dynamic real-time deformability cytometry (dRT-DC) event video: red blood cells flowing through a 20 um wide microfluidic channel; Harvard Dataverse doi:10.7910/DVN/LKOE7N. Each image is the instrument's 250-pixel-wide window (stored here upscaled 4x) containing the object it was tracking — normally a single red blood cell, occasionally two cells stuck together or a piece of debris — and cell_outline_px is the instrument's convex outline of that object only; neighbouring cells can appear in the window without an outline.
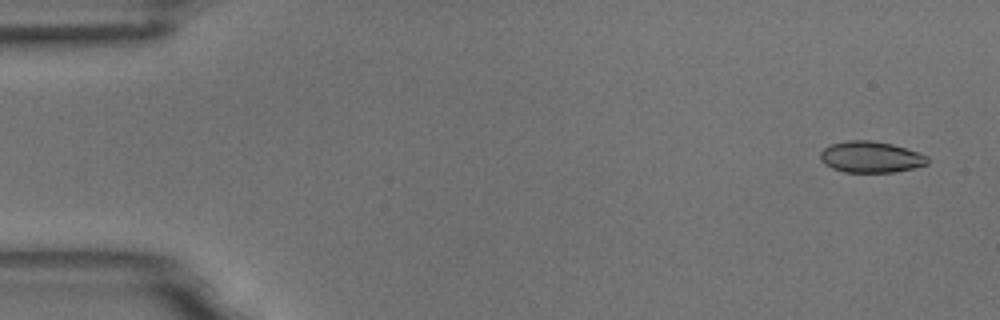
{"species": "common noctule bat (a hibernating species)", "species_latin": "Nyctalus noctula", "temperature_condition": "room temperature", "stored_images_in_passage": 6, "segment_of_instrument_passage": [1, 2], "camera_frame_rate_fps": 3000, "um_per_image_px": 0.085, "animal": {"sex": "male", "body_mass_g": 18.8}, "frame": {"image": 1, "passage_image": 1, "time_ms": 0.0, "image_size_px": [1000, 320], "cell_outline_px": [[928, 164], [912, 168], [892, 172], [844, 172], [832, 168], [824, 164], [820, 160], [820, 152], [824, 148], [832, 144], [848, 140], [872, 140], [892, 144], [920, 152], [928, 156]], "centroid_in_image_um": [74.01, 13.34], "position_along_channel_um": 11.0, "area_um2": 19.59}}
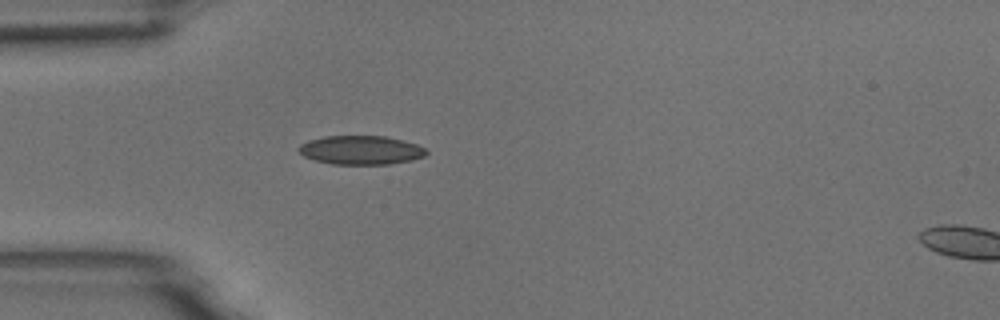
{"frame": {"image": 2, "passage_image": 5, "time_ms": 1.333, "image_size_px": [1000, 320], "cell_outline_px": [[428, 152], [424, 156], [412, 160], [388, 164], [332, 164], [316, 160], [304, 156], [296, 148], [300, 144], [308, 140], [324, 136], [384, 136], [404, 140], [416, 144], [424, 148]], "centroid_in_image_um": [30.66, 12.75], "position_along_channel_um": 54.3, "area_um2": 21.44}}